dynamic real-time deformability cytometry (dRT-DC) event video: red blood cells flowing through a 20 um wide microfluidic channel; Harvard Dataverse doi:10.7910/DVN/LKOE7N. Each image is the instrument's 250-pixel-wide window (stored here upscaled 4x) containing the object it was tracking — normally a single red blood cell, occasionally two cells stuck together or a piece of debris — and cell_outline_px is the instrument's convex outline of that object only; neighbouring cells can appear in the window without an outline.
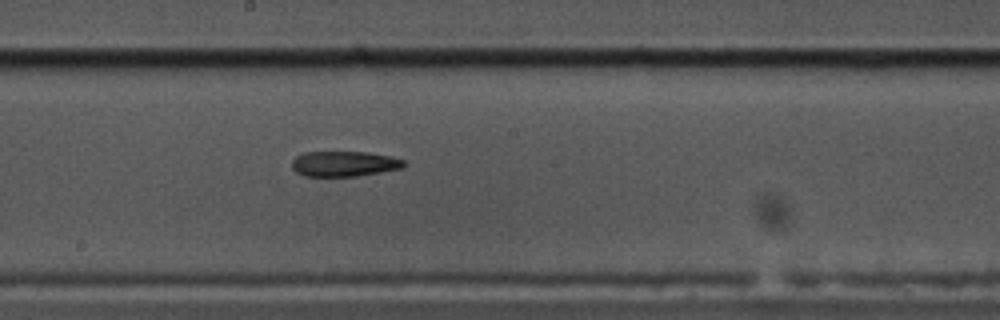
{"species": "common noctule bat (a hibernating species)", "species_latin": "Nyctalus noctula", "temperature_condition": "cold", "stored_images_in_passage": 43, "camera_frame_rate_fps": 3000, "um_per_image_px": 0.085, "animal": {"sex": "male", "body_mass_g": 17.5, "forearm_length_mm": 52.3}, "frame": {"image": 1, "passage_image": 21, "time_ms": 6.667, "image_size_px": [1000, 320], "cell_outline_px": [[408, 164], [404, 168], [356, 176], [304, 176], [296, 172], [292, 168], [292, 160], [296, 156], [304, 152], [368, 152], [392, 156], [404, 160]], "centroid_in_image_um": [29.29, 13.92], "position_along_channel_um": 218.9, "area_um2": 16.7}}
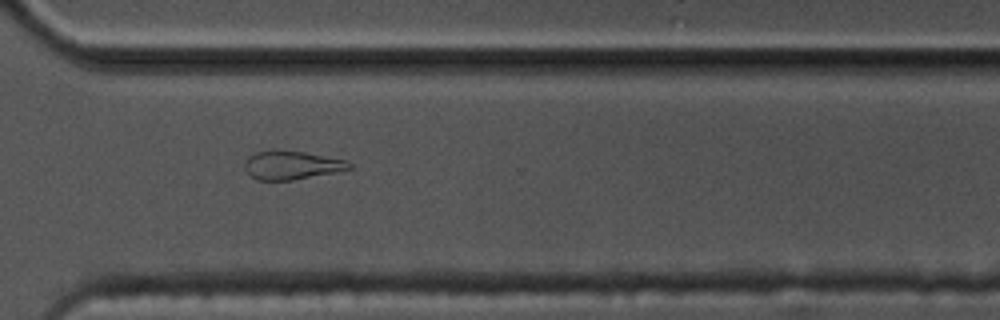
{"frame": {"image": 2, "passage_image": 32, "time_ms": 10.333, "image_size_px": [1000, 320], "cell_outline_px": [[352, 168], [292, 180], [256, 180], [244, 168], [244, 164], [248, 156], [256, 152], [304, 152], [348, 160], [352, 164]], "centroid_in_image_um": [24.8, 14.06], "position_along_channel_um": 345.8, "area_um2": 16.82}}
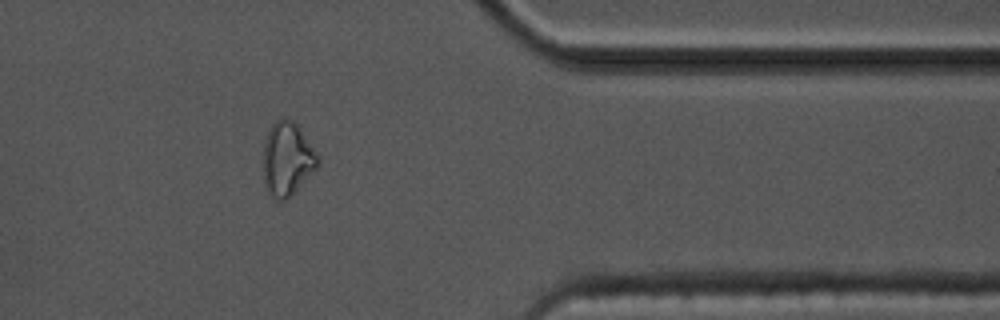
{"frame": {"image": 3, "passage_image": 37, "time_ms": 12.0, "image_size_px": [1000, 320], "cell_outline_px": [[320, 164], [288, 200], [276, 200], [268, 192], [264, 180], [264, 140], [272, 124], [280, 116], [292, 120], [296, 124], [320, 160]], "centroid_in_image_um": [24.4, 13.53], "position_along_channel_um": 387.0, "area_um2": 23.18}}